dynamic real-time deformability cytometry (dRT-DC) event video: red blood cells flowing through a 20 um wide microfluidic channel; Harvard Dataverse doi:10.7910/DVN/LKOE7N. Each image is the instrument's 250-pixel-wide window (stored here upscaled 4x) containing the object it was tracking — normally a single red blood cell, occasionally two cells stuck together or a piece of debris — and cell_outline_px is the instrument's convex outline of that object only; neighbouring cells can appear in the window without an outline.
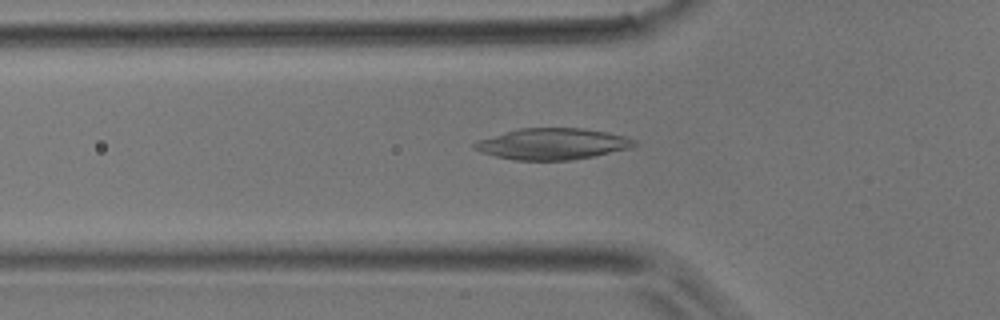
{"species": "common noctule bat (a hibernating species)", "species_latin": "Nyctalus noctula", "temperature_condition": "room temperature", "stored_images_in_passage": 17, "camera_frame_rate_fps": 3000, "um_per_image_px": 0.085, "animal": {"sex": "male", "body_mass_g": 17.9}, "frame": {"image": 1, "passage_image": 2, "time_ms": 0.333, "image_size_px": [1000, 320], "cell_outline_px": [[636, 144], [632, 148], [572, 160], [516, 160], [496, 156], [480, 152], [472, 148], [472, 144], [476, 140], [520, 128], [584, 128], [624, 136], [636, 140]], "centroid_in_image_um": [46.93, 12.23], "position_along_channel_um": 78.9, "area_um2": 29.02}}
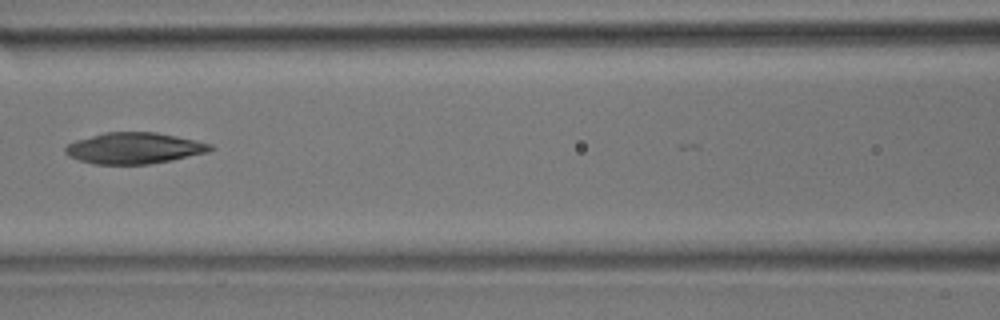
{"frame": {"image": 2, "passage_image": 7, "time_ms": 2.0, "image_size_px": [1000, 320], "cell_outline_px": [[216, 148], [208, 152], [172, 160], [148, 164], [92, 164], [68, 156], [64, 152], [64, 148], [68, 144], [76, 140], [104, 132], [156, 132], [196, 140], [212, 144]], "centroid_in_image_um": [11.41, 12.59], "position_along_channel_um": 155.2, "area_um2": 26.41}}
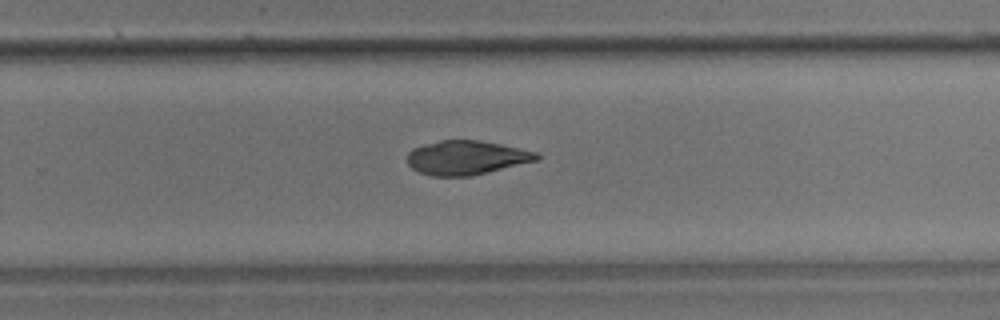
{"frame": {"image": 3, "passage_image": 16, "time_ms": 5.0, "image_size_px": [1000, 320], "cell_outline_px": [[540, 160], [488, 172], [468, 176], [432, 176], [420, 172], [412, 168], [408, 164], [408, 152], [412, 148], [424, 144], [440, 140], [480, 140], [500, 144], [536, 152], [540, 156]], "centroid_in_image_um": [39.64, 13.4], "position_along_channel_um": 290.2, "area_um2": 25.66}}